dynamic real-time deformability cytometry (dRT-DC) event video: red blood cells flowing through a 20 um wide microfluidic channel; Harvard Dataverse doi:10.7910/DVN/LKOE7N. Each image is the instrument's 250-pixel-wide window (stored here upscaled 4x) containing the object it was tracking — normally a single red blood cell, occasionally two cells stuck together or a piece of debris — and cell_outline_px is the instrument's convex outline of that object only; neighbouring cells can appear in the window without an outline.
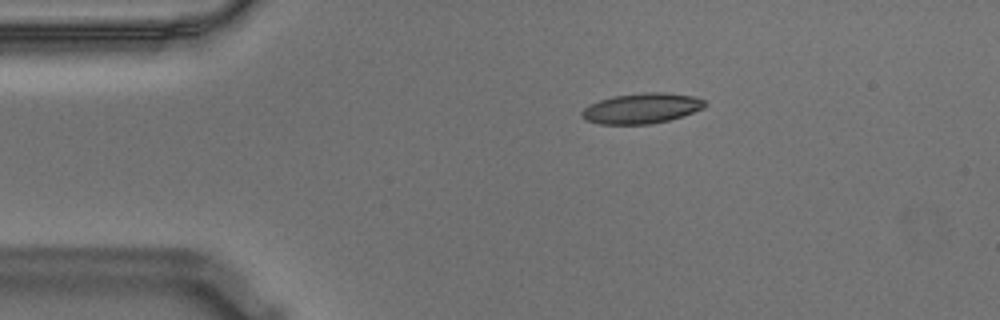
{"species": "Egyptian fruit bat (a non-hibernating species)", "species_latin": "Rousettus aegyptiacus", "temperature_condition": "warm", "stored_images_in_passage": 4, "camera_frame_rate_fps": 3000, "um_per_image_px": 0.085, "animal": {"sex": "male"}, "frame": {"image": 1, "passage_image": 1, "time_ms": 0.0, "image_size_px": [1000, 320], "cell_outline_px": [[704, 108], [668, 120], [652, 124], [600, 124], [584, 120], [580, 116], [580, 112], [588, 104], [612, 96], [644, 92], [668, 92], [696, 96], [704, 100]], "centroid_in_image_um": [54.49, 9.2], "position_along_channel_um": 30.5, "area_um2": 21.91}}